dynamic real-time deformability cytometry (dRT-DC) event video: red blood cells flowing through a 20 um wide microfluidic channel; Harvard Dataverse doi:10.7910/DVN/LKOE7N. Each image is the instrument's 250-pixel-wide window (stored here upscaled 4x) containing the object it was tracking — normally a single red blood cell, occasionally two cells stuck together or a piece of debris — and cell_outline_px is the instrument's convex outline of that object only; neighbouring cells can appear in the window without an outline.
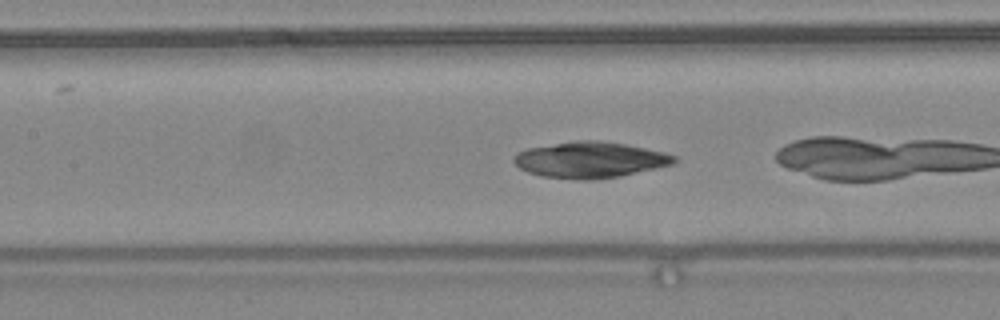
{"species": "common noctule bat (a hibernating species)", "species_latin": "Nyctalus noctula", "temperature_condition": "warm", "stored_images_in_passage": 25, "camera_frame_rate_fps": 3000, "um_per_image_px": 0.085, "animal": {"sex": "female", "body_mass_g": 24.6, "forearm_length_mm": 56.2}, "frame": {"image": 1, "passage_image": 20, "time_ms": 6.333, "image_size_px": [1000, 320], "cell_outline_px": [[676, 160], [672, 164], [620, 176], [592, 180], [580, 180], [540, 176], [528, 172], [520, 168], [512, 160], [516, 152], [528, 148], [576, 140], [600, 140], [624, 144], [664, 152], [676, 156]], "centroid_in_image_um": [50.11, 13.59], "position_along_channel_um": 157.3, "area_um2": 33.52}}